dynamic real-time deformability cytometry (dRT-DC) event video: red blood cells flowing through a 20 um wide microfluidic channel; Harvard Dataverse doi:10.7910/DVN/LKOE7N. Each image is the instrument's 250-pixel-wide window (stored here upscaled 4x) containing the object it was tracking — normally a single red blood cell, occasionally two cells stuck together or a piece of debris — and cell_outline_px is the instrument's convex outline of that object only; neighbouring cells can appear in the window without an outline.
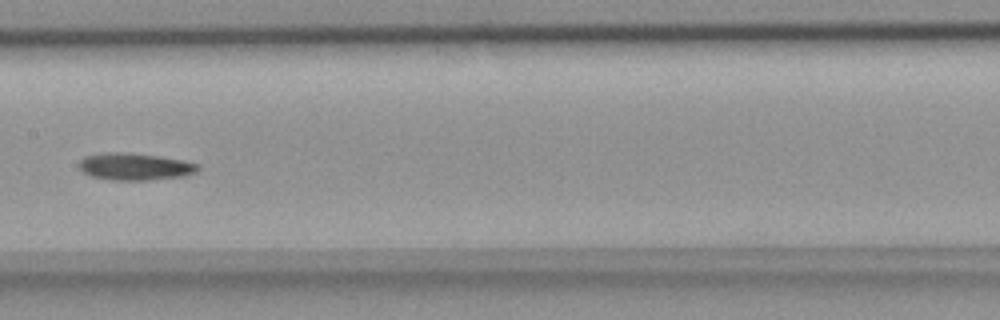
{"species": "common noctule bat (a hibernating species)", "species_latin": "Nyctalus noctula", "temperature_condition": "room temperature", "stored_images_in_passage": 9, "camera_frame_rate_fps": 3000, "um_per_image_px": 0.085, "animal": {"sex": "female", "body_mass_g": 18.4}, "frame": {"image": 1, "passage_image": 8, "time_ms": 2.333, "image_size_px": [1000, 320], "cell_outline_px": [[200, 168], [196, 172], [184, 176], [148, 180], [108, 180], [92, 176], [84, 172], [80, 168], [80, 160], [84, 156], [104, 152], [124, 152], [156, 156], [180, 160], [200, 164]], "centroid_in_image_um": [11.46, 14.16], "position_along_channel_um": 195.9, "area_um2": 18.67}}
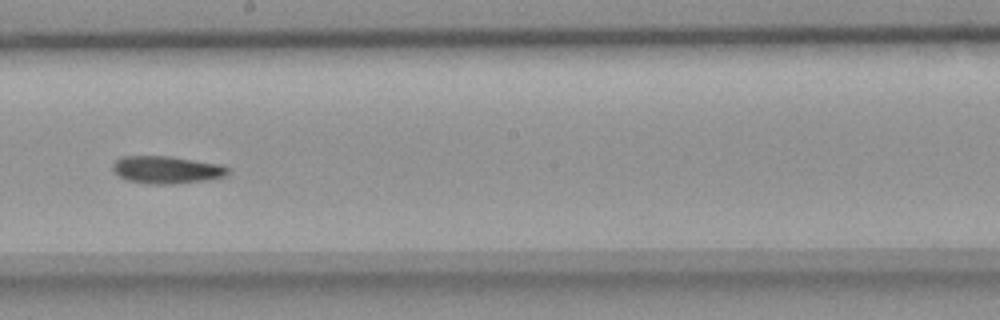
{"frame": {"image": 2, "passage_image": 9, "time_ms": 2.667, "image_size_px": [1000, 320], "cell_outline_px": [[228, 176], [208, 180], [172, 184], [148, 184], [124, 180], [112, 168], [112, 164], [116, 160], [124, 156], [168, 156], [220, 164], [228, 168]], "centroid_in_image_um": [14.17, 14.44], "position_along_channel_um": 234.0, "area_um2": 18.5}}